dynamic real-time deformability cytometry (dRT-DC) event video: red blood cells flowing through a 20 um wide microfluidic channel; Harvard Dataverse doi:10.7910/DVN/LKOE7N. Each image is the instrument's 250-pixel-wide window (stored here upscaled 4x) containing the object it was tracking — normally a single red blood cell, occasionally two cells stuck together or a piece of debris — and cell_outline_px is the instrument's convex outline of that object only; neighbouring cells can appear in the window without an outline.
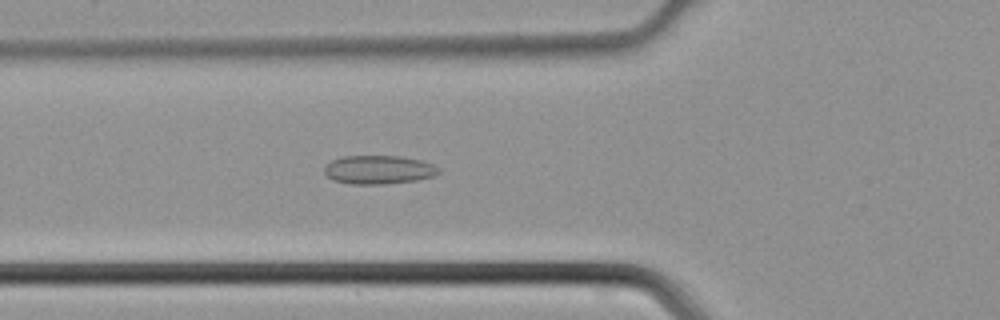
{"species": "common noctule bat (a hibernating species)", "species_latin": "Nyctalus noctula", "temperature_condition": "cold", "stored_images_in_passage": 43, "camera_frame_rate_fps": 3000, "um_per_image_px": 0.085, "animal": {"sex": "male", "body_mass_g": 21.5, "forearm_length_mm": 52.0}, "frame": {"image": 1, "passage_image": 14, "time_ms": 4.333, "image_size_px": [1000, 320], "cell_outline_px": [[440, 172], [432, 176], [416, 180], [384, 184], [352, 184], [332, 180], [324, 172], [324, 168], [332, 160], [340, 156], [400, 156], [420, 160], [432, 164], [440, 168]], "centroid_in_image_um": [32.17, 14.42], "position_along_channel_um": 93.6, "area_um2": 19.02}}
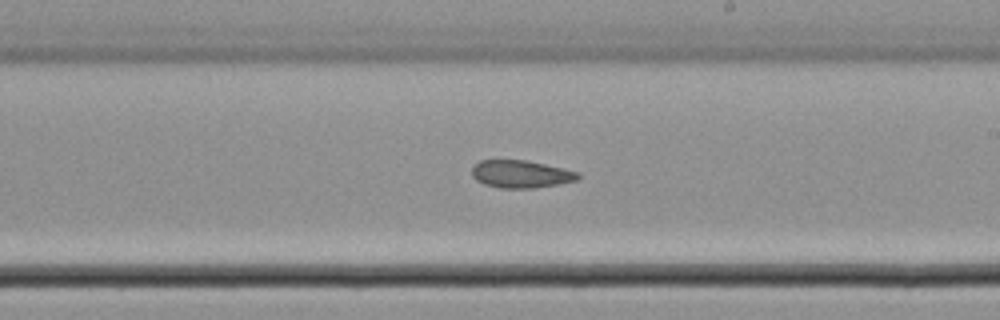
{"frame": {"image": 2, "passage_image": 24, "time_ms": 7.667, "image_size_px": [1000, 320], "cell_outline_px": [[580, 176], [576, 180], [556, 184], [532, 188], [500, 188], [484, 184], [476, 180], [472, 176], [472, 168], [480, 160], [524, 160], [544, 164], [576, 172]], "centroid_in_image_um": [44.21, 14.8], "position_along_channel_um": 244.8, "area_um2": 16.7}}
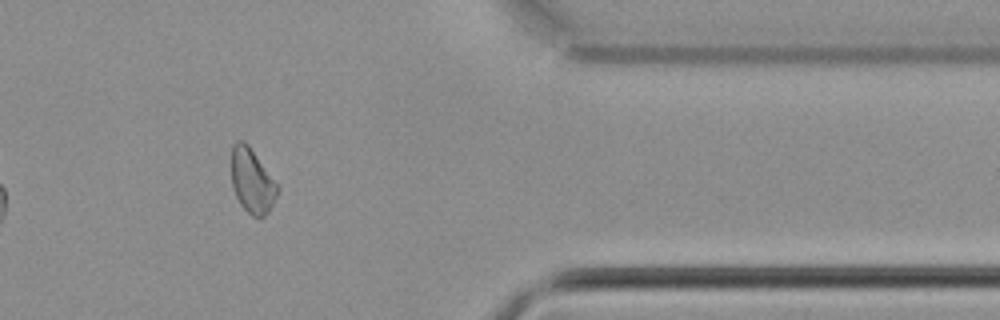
{"frame": {"image": 3, "passage_image": 35, "time_ms": 11.333, "image_size_px": [1000, 320], "cell_outline_px": [[280, 188], [268, 212], [260, 220], [252, 216], [240, 204], [232, 188], [232, 144], [236, 140], [244, 140], [248, 144]], "centroid_in_image_um": [21.41, 15.38], "position_along_channel_um": 390.0, "area_um2": 17.28}}